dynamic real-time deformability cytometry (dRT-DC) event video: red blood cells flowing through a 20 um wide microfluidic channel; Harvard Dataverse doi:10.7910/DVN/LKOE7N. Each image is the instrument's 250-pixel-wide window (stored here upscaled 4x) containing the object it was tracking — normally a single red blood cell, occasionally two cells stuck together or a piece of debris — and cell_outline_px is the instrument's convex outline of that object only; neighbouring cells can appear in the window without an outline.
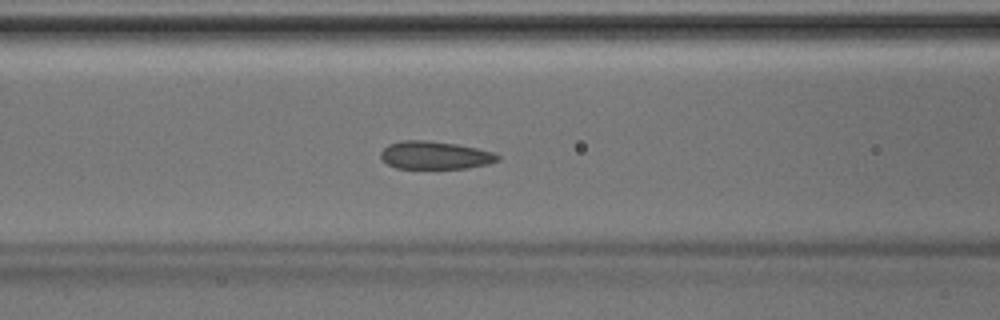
{"species": "Egyptian fruit bat (a non-hibernating species)", "species_latin": "Rousettus aegyptiacus", "temperature_condition": "room temperature", "stored_images_in_passage": 44, "camera_frame_rate_fps": 3000, "um_per_image_px": 0.085, "animal": {"sex": "male"}, "frame": {"image": 1, "passage_image": 17, "time_ms": 5.333, "image_size_px": [1000, 320], "cell_outline_px": [[500, 160], [488, 164], [468, 168], [396, 168], [388, 164], [380, 156], [380, 152], [388, 144], [400, 140], [428, 140], [456, 144], [476, 148], [492, 152], [500, 156]], "centroid_in_image_um": [36.97, 13.19], "position_along_channel_um": 129.6, "area_um2": 19.02}}
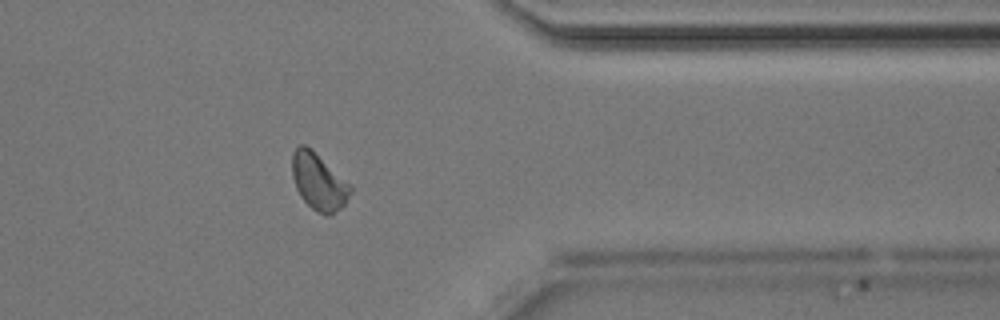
{"frame": {"image": 2, "passage_image": 35, "time_ms": 11.333, "image_size_px": [1000, 320], "cell_outline_px": [[352, 192], [344, 204], [332, 216], [328, 216], [316, 212], [300, 196], [296, 188], [292, 176], [292, 152], [300, 144], [304, 144], [352, 184]], "centroid_in_image_um": [27.1, 15.47], "position_along_channel_um": 384.3, "area_um2": 19.25}}
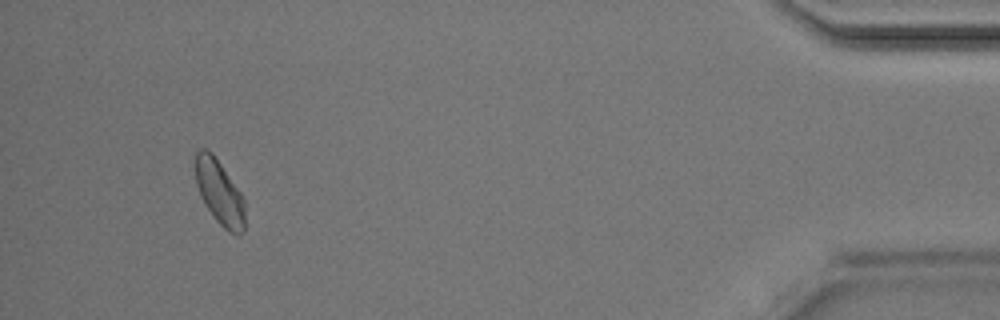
{"frame": {"image": 3, "passage_image": 41, "time_ms": 13.333, "image_size_px": [1000, 320], "cell_outline_px": [[244, 232], [240, 236], [236, 236], [228, 232], [216, 220], [200, 196], [196, 184], [196, 152], [200, 148], [204, 148], [212, 152], [240, 192], [244, 200]], "centroid_in_image_um": [18.67, 16.39], "position_along_channel_um": 416.5, "area_um2": 18.5}}